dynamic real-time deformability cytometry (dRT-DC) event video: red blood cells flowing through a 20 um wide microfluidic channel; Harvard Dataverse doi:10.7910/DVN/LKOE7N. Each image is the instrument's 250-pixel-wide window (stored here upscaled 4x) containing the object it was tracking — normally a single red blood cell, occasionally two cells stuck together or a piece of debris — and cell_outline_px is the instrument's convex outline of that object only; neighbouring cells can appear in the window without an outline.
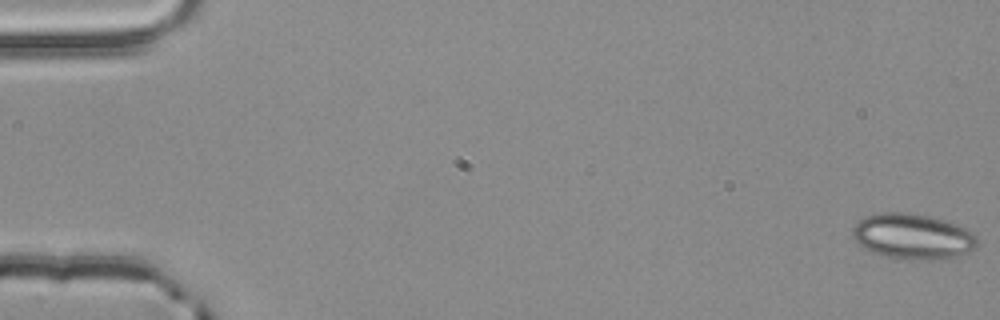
{"species": "common noctule bat (a hibernating species)", "species_latin": "Nyctalus noctula", "temperature_condition": "room temperature", "stored_images_in_passage": 55, "camera_frame_rate_fps": 3000, "um_per_image_px": 0.085, "animal": {"sex": "male", "body_mass_g": 20.4}, "frame": {"image": 1, "passage_image": 1, "time_ms": 0.0, "image_size_px": [1000, 320], "cell_outline_px": [[976, 244], [968, 252], [956, 256], [932, 260], [908, 260], [884, 256], [872, 252], [864, 248], [852, 236], [852, 228], [864, 216], [876, 212], [904, 212], [928, 216], [956, 224], [972, 232], [976, 236]], "centroid_in_image_um": [77.53, 20.09], "position_along_channel_um": 7.5, "area_um2": 32.95}}
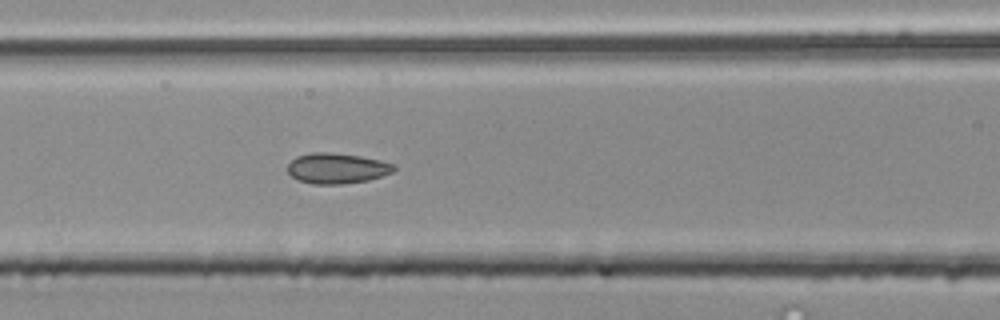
{"frame": {"image": 2, "passage_image": 24, "time_ms": 7.667, "image_size_px": [1000, 320], "cell_outline_px": [[396, 168], [392, 172], [368, 180], [340, 184], [312, 184], [300, 180], [292, 176], [288, 172], [288, 164], [296, 156], [312, 152], [332, 152], [360, 156], [380, 160], [396, 164]], "centroid_in_image_um": [28.64, 14.29], "position_along_channel_um": 138.0, "area_um2": 18.84}}
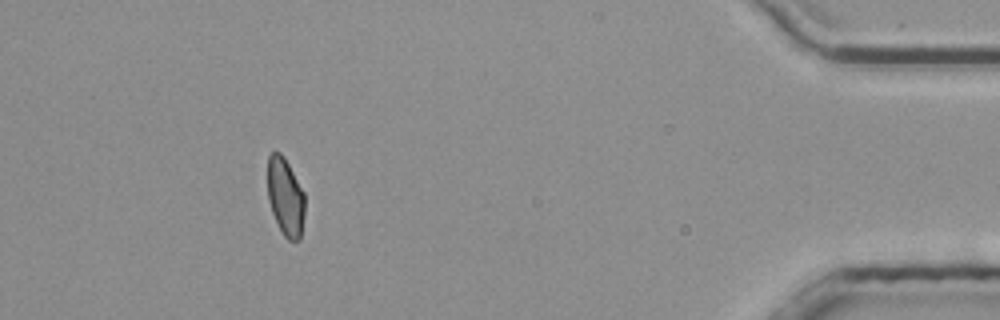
{"frame": {"image": 3, "passage_image": 50, "time_ms": 16.333, "image_size_px": [1000, 320], "cell_outline_px": [[304, 216], [300, 240], [288, 240], [284, 236], [272, 212], [268, 200], [268, 156], [272, 152], [280, 152], [284, 156], [304, 192]], "centroid_in_image_um": [24.26, 16.73], "position_along_channel_um": 410.9, "area_um2": 16.82}, "authors_computed_cell_mechanics": {"area_um2": 18.496, "velocity_mm_per_s": 3.8678, "shape_relaxation_time_tau1_ms": 8.941, "shape_relaxation_time_tau2_ms": 1.3949, "deformation_change_tau1": 0.1414, "deformation_change_tau2": 0.0594}}